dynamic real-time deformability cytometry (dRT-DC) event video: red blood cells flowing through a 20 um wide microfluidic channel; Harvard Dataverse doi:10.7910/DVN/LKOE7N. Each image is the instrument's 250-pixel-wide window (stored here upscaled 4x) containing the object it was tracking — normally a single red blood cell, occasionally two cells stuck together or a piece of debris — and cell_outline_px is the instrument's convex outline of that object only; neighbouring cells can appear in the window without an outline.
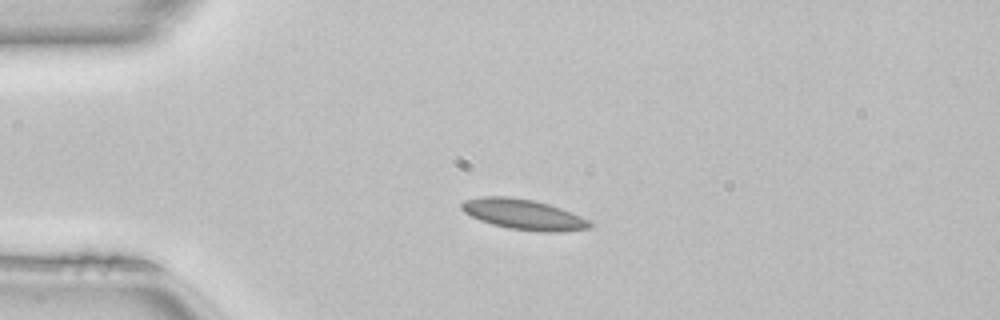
{"species": "common noctule bat (a hibernating species)", "species_latin": "Nyctalus noctula", "temperature_condition": "room temperature", "stored_images_in_passage": 39, "camera_frame_rate_fps": 3000, "um_per_image_px": 0.085, "animal": {"sex": "female", "body_mass_g": 22.7, "forearm_length_mm": 54.2}, "frame": {"image": 1, "passage_image": 1, "time_ms": 0.0, "image_size_px": [1000, 320], "cell_outline_px": [[592, 228], [560, 232], [540, 232], [508, 228], [492, 224], [480, 220], [464, 212], [460, 208], [460, 204], [464, 200], [480, 196], [508, 196], [532, 200], [548, 204], [560, 208], [580, 216], [588, 220], [592, 224]], "centroid_in_image_um": [44.48, 18.23], "position_along_channel_um": 40.5, "area_um2": 22.72}}
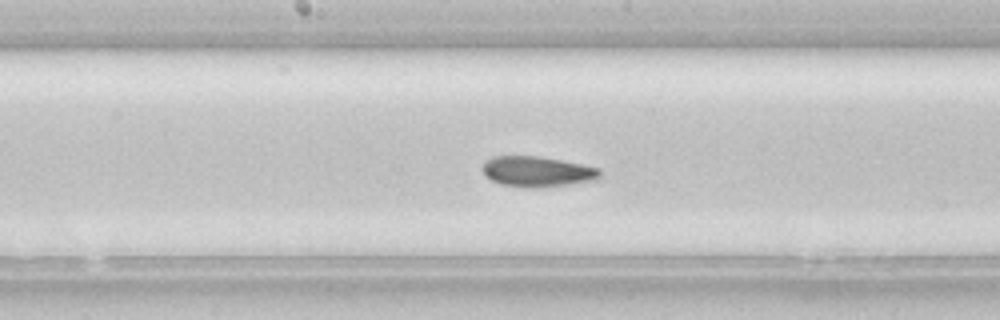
{"frame": {"image": 2, "passage_image": 15, "time_ms": 4.667, "image_size_px": [1000, 320], "cell_outline_px": [[600, 176], [596, 180], [540, 188], [524, 188], [500, 184], [492, 180], [484, 172], [484, 160], [492, 156], [540, 156], [584, 164], [600, 168]], "centroid_in_image_um": [45.69, 14.58], "position_along_channel_um": 202.5, "area_um2": 20.98}}
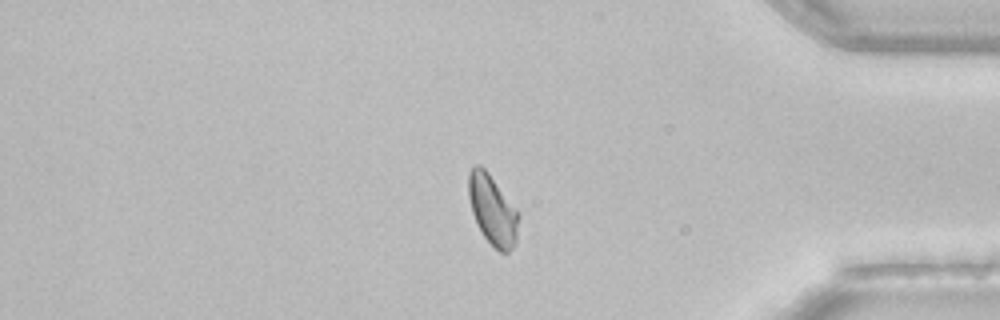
{"frame": {"image": 3, "passage_image": 31, "time_ms": 10.0, "image_size_px": [1000, 320], "cell_outline_px": [[520, 216], [516, 240], [512, 248], [508, 252], [500, 252], [484, 236], [472, 212], [468, 196], [468, 172], [476, 164], [480, 164], [488, 172], [520, 212]], "centroid_in_image_um": [41.88, 17.81], "position_along_channel_um": 393.3, "area_um2": 20.4}, "authors_computed_cell_mechanics": {"area_um2": 20.7502, "velocity_mm_per_s": 4.0949, "shape_relaxation_time_tau1_ms": null, "shape_relaxation_time_tau2_ms": 3.4198, "deformation_change_tau1": null, "deformation_change_tau2": 0.069}}